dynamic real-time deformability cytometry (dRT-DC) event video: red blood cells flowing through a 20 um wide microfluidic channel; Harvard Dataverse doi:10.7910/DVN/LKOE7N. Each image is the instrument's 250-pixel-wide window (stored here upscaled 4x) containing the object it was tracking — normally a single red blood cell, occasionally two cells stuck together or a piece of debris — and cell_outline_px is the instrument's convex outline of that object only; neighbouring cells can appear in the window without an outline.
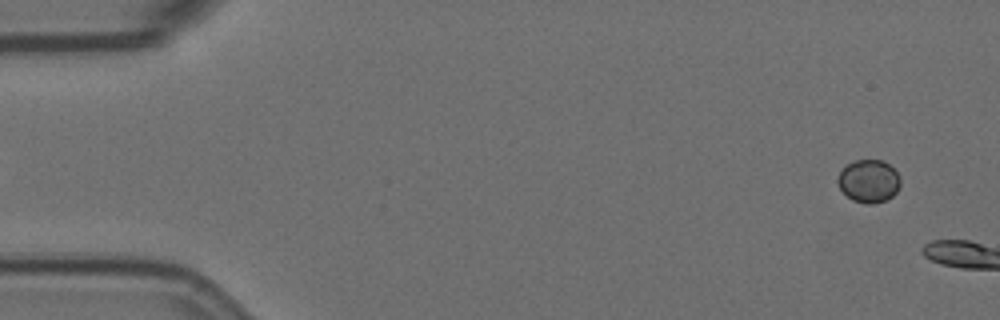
{"species": "Egyptian fruit bat (a non-hibernating species)", "species_latin": "Rousettus aegyptiacus", "temperature_condition": "room temperature", "stored_images_in_passage": 6, "camera_frame_rate_fps": 3000, "um_per_image_px": 0.085, "animal": {"sex": "female"}, "frame": {"image": 1, "passage_image": 4, "time_ms": 1.0, "image_size_px": [1000, 320], "cell_outline_px": [[900, 184], [896, 192], [892, 196], [884, 200], [872, 204], [864, 204], [852, 200], [840, 188], [836, 180], [840, 172], [848, 164], [856, 160], [884, 160], [900, 176]], "centroid_in_image_um": [73.84, 15.39], "position_along_channel_um": 11.2, "area_um2": 15.49}}